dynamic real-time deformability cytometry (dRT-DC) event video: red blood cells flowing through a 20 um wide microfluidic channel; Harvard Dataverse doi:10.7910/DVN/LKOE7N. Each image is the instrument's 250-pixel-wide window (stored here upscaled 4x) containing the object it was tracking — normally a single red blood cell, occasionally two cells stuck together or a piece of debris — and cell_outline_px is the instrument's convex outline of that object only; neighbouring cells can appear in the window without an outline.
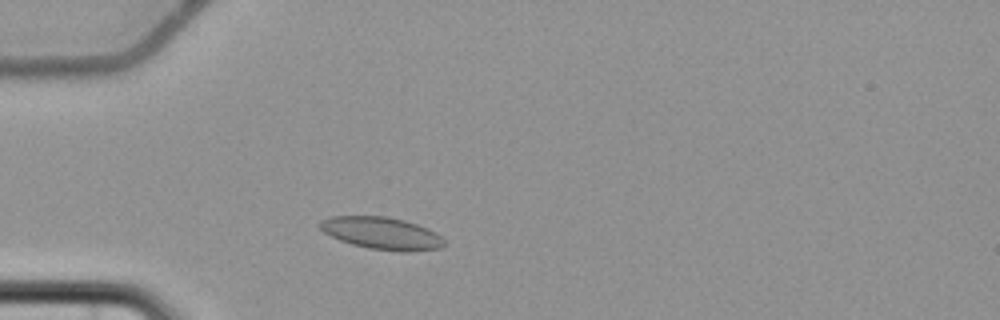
{"species": "common noctule bat (a hibernating species)", "species_latin": "Nyctalus noctula", "temperature_condition": "cold", "stored_images_in_passage": 3, "camera_frame_rate_fps": 3000, "um_per_image_px": 0.085, "animal": {"sex": "female", "body_mass_g": 22.7, "forearm_length_mm": 54.2}, "frame": {"image": 1, "passage_image": 3, "time_ms": 2.333, "image_size_px": [1000, 320], "cell_outline_px": [[448, 244], [440, 248], [408, 252], [400, 252], [368, 248], [352, 244], [340, 240], [324, 232], [320, 228], [320, 220], [332, 216], [388, 216], [404, 220], [428, 228], [436, 232]], "centroid_in_image_um": [32.48, 19.83], "position_along_channel_um": 52.5, "area_um2": 23.47}}